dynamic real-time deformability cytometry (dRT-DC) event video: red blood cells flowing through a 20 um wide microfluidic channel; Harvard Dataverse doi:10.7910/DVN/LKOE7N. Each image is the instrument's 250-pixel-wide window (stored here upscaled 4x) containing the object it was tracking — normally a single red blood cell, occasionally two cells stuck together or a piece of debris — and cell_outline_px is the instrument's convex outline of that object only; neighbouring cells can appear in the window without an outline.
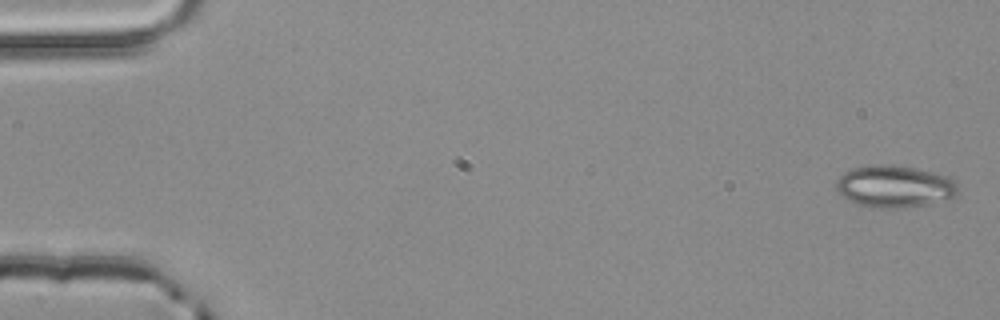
{"species": "common noctule bat (a hibernating species)", "species_latin": "Nyctalus noctula", "temperature_condition": "room temperature", "stored_images_in_passage": 4, "camera_frame_rate_fps": 3000, "um_per_image_px": 0.085, "animal": {"sex": "male", "body_mass_g": 20.4}, "frame": {"image": 1, "passage_image": 1, "time_ms": 0.0, "image_size_px": [1000, 320], "cell_outline_px": [[960, 192], [956, 196], [928, 204], [900, 208], [880, 208], [856, 204], [844, 196], [836, 188], [836, 180], [844, 172], [852, 168], [880, 164], [888, 164], [912, 168], [944, 176], [952, 180], [960, 188]], "centroid_in_image_um": [76.03, 15.86], "position_along_channel_um": 9.0, "area_um2": 29.42}}